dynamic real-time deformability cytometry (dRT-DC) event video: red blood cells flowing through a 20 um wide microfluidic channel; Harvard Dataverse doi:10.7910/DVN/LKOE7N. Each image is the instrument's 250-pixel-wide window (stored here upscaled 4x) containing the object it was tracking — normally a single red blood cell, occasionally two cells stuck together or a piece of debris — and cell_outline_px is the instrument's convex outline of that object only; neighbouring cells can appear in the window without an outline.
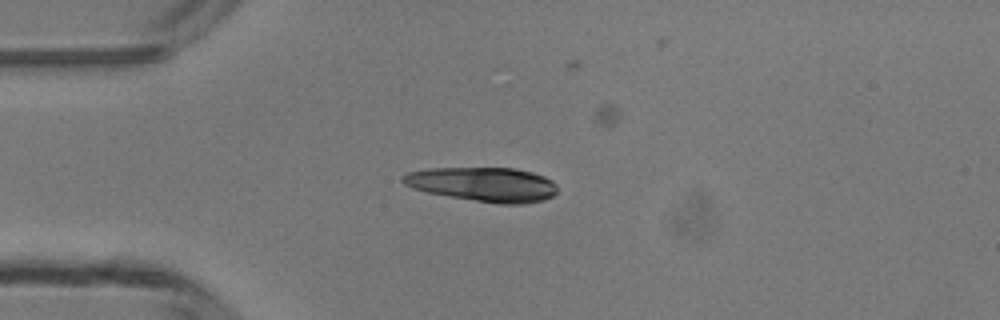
{"species": "common noctule bat (a hibernating species)", "species_latin": "Nyctalus noctula", "temperature_condition": "room temperature", "stored_images_in_passage": 31, "camera_frame_rate_fps": 3000, "um_per_image_px": 0.085, "animal": {"sex": "male", "body_mass_g": 13.3}, "frame": {"image": 1, "passage_image": 1, "time_ms": 0.0, "image_size_px": [1000, 320], "cell_outline_px": [[556, 192], [552, 196], [544, 200], [524, 204], [500, 204], [428, 192], [412, 188], [404, 184], [400, 180], [408, 172], [428, 168], [516, 168], [532, 172], [544, 176], [552, 180], [556, 184]], "centroid_in_image_um": [41.11, 15.66], "position_along_channel_um": 43.9, "area_um2": 30.75}}